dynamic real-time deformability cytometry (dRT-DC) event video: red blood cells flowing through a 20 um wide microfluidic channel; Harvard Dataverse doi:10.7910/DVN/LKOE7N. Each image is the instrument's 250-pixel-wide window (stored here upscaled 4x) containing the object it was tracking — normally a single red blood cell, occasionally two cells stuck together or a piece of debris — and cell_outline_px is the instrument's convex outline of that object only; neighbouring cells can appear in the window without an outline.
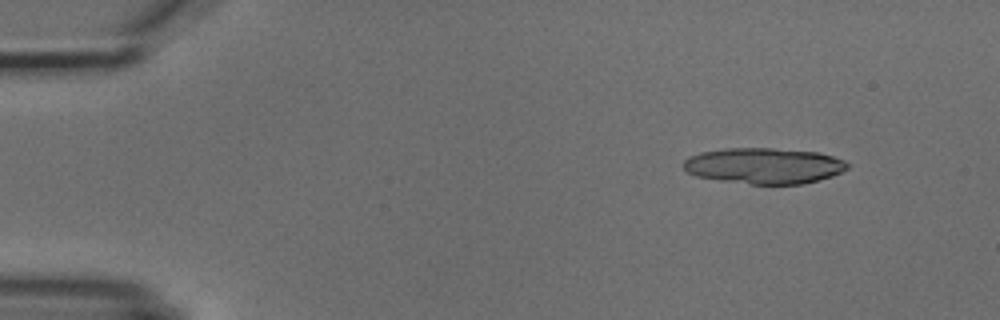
{"species": "common noctule bat (a hibernating species)", "species_latin": "Nyctalus noctula", "temperature_condition": "cold", "stored_images_in_passage": 6, "camera_frame_rate_fps": 3000, "um_per_image_px": 0.085, "animal": {"sex": "male", "body_mass_g": 18.8}, "frame": {"image": 1, "passage_image": 2, "time_ms": 1.333, "image_size_px": [1000, 320], "cell_outline_px": [[848, 168], [832, 176], [800, 184], [752, 184], [720, 180], [696, 176], [688, 172], [680, 164], [688, 156], [700, 152], [724, 148], [772, 148], [820, 152], [844, 160], [848, 164]], "centroid_in_image_um": [64.9, 14.08], "position_along_channel_um": 20.1, "area_um2": 34.33}}